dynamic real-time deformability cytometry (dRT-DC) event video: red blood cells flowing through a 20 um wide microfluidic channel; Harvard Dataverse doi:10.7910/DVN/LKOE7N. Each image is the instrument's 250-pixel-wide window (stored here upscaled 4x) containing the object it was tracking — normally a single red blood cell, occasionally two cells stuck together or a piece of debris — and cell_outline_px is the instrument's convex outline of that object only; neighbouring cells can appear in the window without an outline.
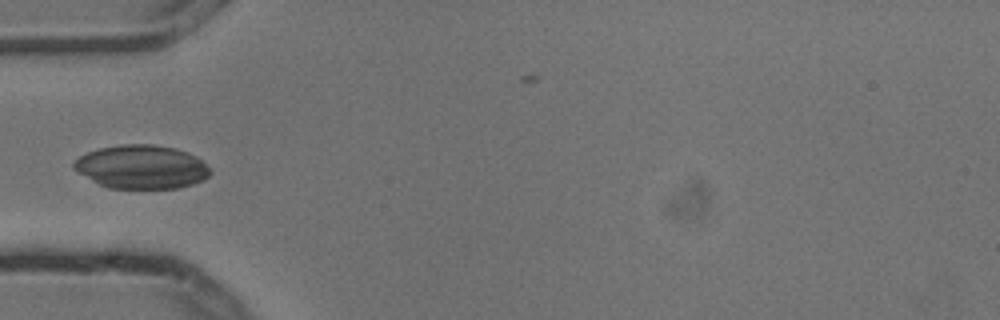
{"species": "common noctule bat (a hibernating species)", "species_latin": "Nyctalus noctula", "temperature_condition": "cold", "stored_images_in_passage": 2, "camera_frame_rate_fps": 3000, "um_per_image_px": 0.085, "animal": {"sex": "male", "body_mass_g": 13.3}, "frame": {"image": 1, "passage_image": 1, "time_ms": 0.0, "image_size_px": [1000, 320], "cell_outline_px": [[212, 172], [204, 180], [192, 184], [176, 188], [108, 188], [92, 180], [72, 168], [72, 164], [80, 156], [88, 152], [100, 148], [120, 144], [152, 144], [176, 148], [188, 152], [196, 156]], "centroid_in_image_um": [12.03, 14.18], "position_along_channel_um": 73.0, "area_um2": 34.51}}